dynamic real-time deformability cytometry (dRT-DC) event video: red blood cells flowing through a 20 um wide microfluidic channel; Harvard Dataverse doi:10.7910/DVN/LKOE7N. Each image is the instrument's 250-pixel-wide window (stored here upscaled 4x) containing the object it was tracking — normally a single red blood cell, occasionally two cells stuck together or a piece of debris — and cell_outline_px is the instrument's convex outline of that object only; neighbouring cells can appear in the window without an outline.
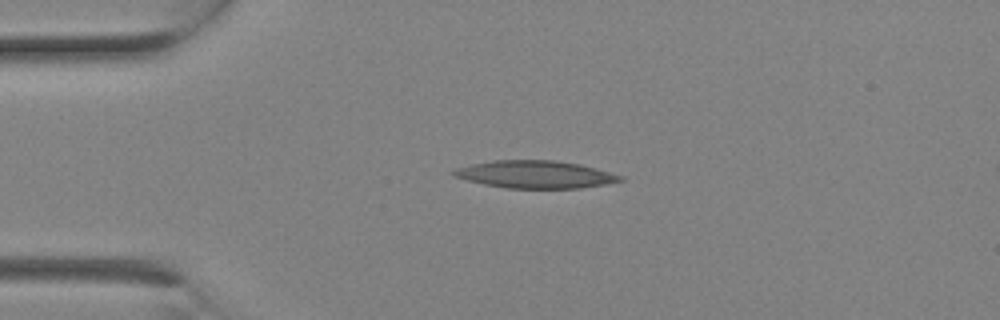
{"species": "Egyptian fruit bat (a non-hibernating species)", "species_latin": "Rousettus aegyptiacus", "temperature_condition": "room temperature", "stored_images_in_passage": 2, "segment_of_instrument_passage": [1, 2], "camera_frame_rate_fps": 3000, "um_per_image_px": 0.085, "animal": {"sex": "female"}, "frame": {"image": 1, "passage_image": 1, "time_ms": 0.0, "image_size_px": [1000, 320], "cell_outline_px": [[624, 180], [604, 184], [580, 188], [504, 188], [484, 184], [452, 176], [448, 172], [456, 168], [472, 164], [492, 160], [556, 160], [580, 164], [596, 168], [624, 176]], "centroid_in_image_um": [45.47, 14.82], "position_along_channel_um": 39.5, "area_um2": 26.82}}